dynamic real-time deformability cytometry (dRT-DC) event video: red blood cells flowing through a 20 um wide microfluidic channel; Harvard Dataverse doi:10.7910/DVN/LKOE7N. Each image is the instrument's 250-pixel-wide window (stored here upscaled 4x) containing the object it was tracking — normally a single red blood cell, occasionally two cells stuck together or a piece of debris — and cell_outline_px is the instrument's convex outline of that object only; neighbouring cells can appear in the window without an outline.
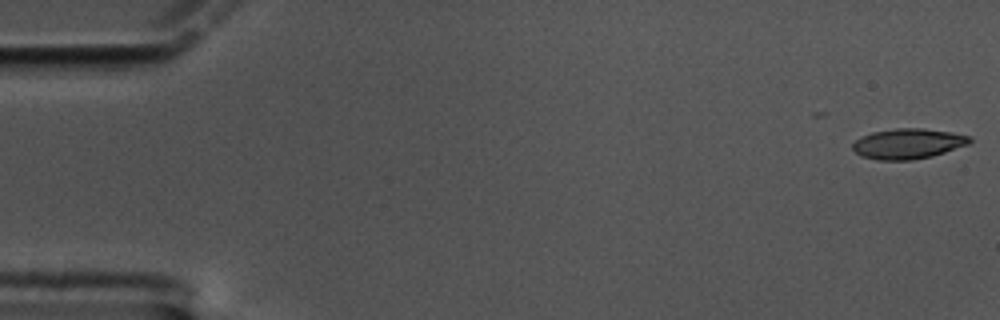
{"species": "common noctule bat (a hibernating species)", "species_latin": "Nyctalus noctula", "temperature_condition": "cold", "stored_images_in_passage": 9, "camera_frame_rate_fps": 3000, "um_per_image_px": 0.085, "animal": {"sex": "male", "body_mass_g": 17.5, "forearm_length_mm": 52.3}, "frame": {"image": 1, "passage_image": 1, "time_ms": 0.0, "image_size_px": [1000, 320], "cell_outline_px": [[972, 140], [968, 144], [932, 156], [912, 160], [876, 160], [860, 156], [852, 148], [852, 144], [856, 140], [872, 132], [896, 128], [924, 128], [972, 136]], "centroid_in_image_um": [77.16, 12.22], "position_along_channel_um": 7.8, "area_um2": 20.58}}